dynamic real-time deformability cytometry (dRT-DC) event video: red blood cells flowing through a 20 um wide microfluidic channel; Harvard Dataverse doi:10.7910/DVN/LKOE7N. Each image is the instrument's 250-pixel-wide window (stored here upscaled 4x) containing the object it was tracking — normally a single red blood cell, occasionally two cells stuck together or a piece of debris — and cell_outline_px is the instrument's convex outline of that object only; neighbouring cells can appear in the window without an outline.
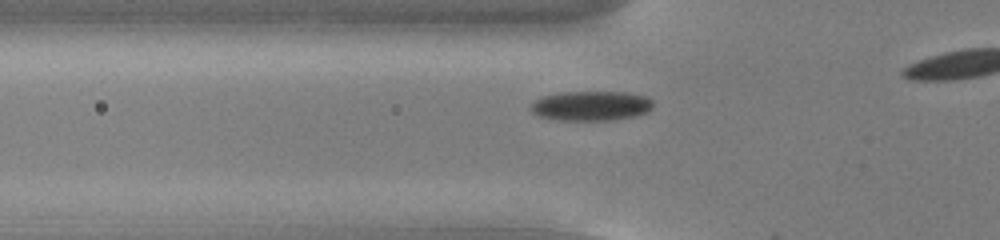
{"species": "common noctule bat (a hibernating species)", "species_latin": "Nyctalus noctula", "temperature_condition": "cold", "stored_images_in_passage": 10, "camera_frame_rate_fps": 3000, "um_per_image_px": 0.085, "animal": {"sex": "male", "body_mass_g": 13.0, "forearm_length_mm": 53.1}, "frame": {"image": 1, "passage_image": 9, "time_ms": 2.667, "image_size_px": [1000, 240], "cell_outline_px": [[652, 108], [648, 112], [636, 116], [612, 120], [560, 120], [540, 116], [532, 112], [528, 108], [540, 96], [564, 92], [628, 92], [648, 96], [652, 100]], "centroid_in_image_um": [50.27, 8.99], "position_along_channel_um": 75.5, "area_um2": 21.33}}